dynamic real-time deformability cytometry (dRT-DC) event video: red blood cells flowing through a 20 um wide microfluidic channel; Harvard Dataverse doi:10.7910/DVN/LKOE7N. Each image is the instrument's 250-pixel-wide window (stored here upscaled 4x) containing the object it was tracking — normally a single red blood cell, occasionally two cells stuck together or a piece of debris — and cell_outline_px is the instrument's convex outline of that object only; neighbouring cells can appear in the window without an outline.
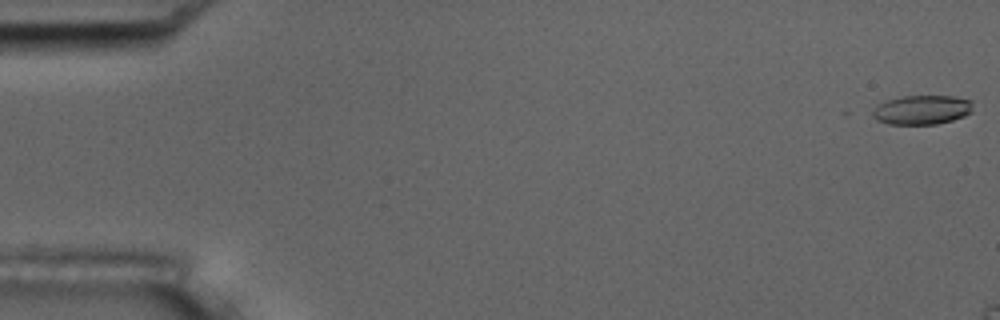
{"species": "common noctule bat (a hibernating species)", "species_latin": "Nyctalus noctula", "temperature_condition": "room temperature", "stored_images_in_passage": 6, "camera_frame_rate_fps": 3000, "um_per_image_px": 0.085, "animal": {"sex": "male", "body_mass_g": 17.5, "forearm_length_mm": 52.3}, "frame": {"image": 1, "passage_image": 1, "time_ms": 0.0, "image_size_px": [1000, 320], "cell_outline_px": [[972, 112], [964, 116], [952, 120], [936, 124], [888, 124], [876, 120], [872, 116], [872, 112], [876, 104], [900, 96], [952, 96], [972, 100]], "centroid_in_image_um": [78.34, 9.33], "position_along_channel_um": 6.7, "area_um2": 17.22}}